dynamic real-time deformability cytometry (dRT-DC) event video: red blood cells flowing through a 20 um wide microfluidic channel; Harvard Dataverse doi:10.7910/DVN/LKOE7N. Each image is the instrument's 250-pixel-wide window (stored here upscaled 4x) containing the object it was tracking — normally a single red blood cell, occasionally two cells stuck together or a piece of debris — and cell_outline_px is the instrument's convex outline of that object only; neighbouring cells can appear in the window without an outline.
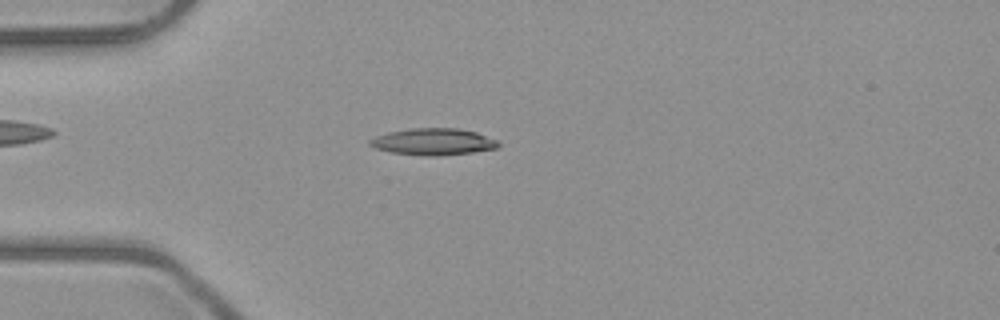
{"species": "common noctule bat (a hibernating species)", "species_latin": "Nyctalus noctula", "temperature_condition": "room temperature", "stored_images_in_passage": 3, "camera_frame_rate_fps": 3000, "um_per_image_px": 0.085, "animal": {"sex": "male", "body_mass_g": 23.1, "forearm_length_mm": 52.7}, "frame": {"image": 1, "passage_image": 3, "time_ms": 2.333, "image_size_px": [1000, 320], "cell_outline_px": [[500, 144], [496, 148], [472, 152], [436, 156], [424, 156], [392, 152], [376, 148], [368, 144], [368, 140], [376, 136], [388, 132], [408, 128], [460, 128], [476, 132], [496, 140]], "centroid_in_image_um": [36.8, 12.04], "position_along_channel_um": 48.2, "area_um2": 19.94}}